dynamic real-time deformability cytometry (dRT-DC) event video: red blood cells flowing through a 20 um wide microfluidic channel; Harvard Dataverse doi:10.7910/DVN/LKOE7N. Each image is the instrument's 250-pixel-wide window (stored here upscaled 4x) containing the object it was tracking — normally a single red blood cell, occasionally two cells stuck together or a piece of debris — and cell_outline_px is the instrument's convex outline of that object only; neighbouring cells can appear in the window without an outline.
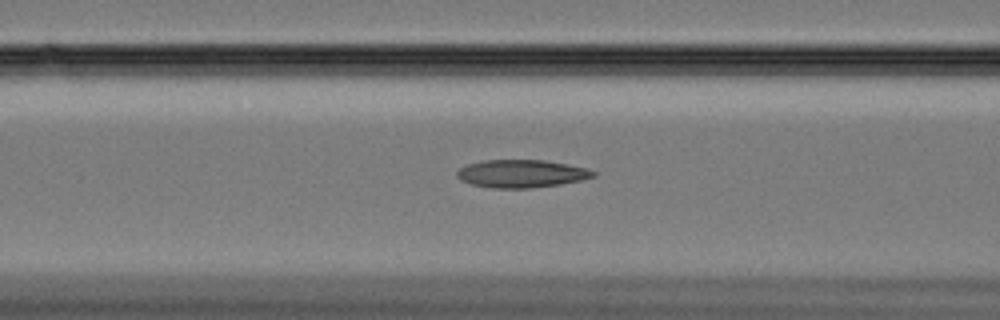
{"species": "Egyptian fruit bat (a non-hibernating species)", "species_latin": "Rousettus aegyptiacus", "temperature_condition": "cold", "stored_images_in_passage": 48, "camera_frame_rate_fps": 3000, "um_per_image_px": 0.085, "animal": {"sex": "female"}, "frame": {"image": 1, "passage_image": 12, "time_ms": 3.667, "image_size_px": [1000, 320], "cell_outline_px": [[596, 176], [580, 180], [560, 184], [528, 188], [488, 188], [472, 184], [460, 180], [456, 176], [456, 172], [460, 168], [468, 164], [484, 160], [544, 160], [588, 168], [596, 172]], "centroid_in_image_um": [44.31, 14.76], "position_along_channel_um": 122.3, "area_um2": 22.08}}
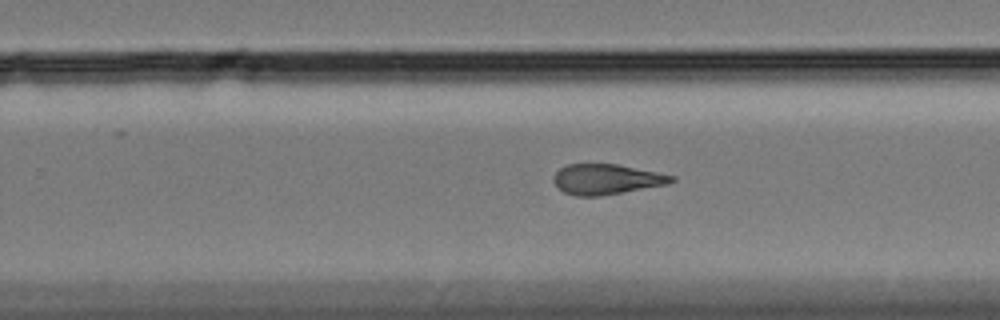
{"frame": {"image": 2, "passage_image": 26, "time_ms": 8.333, "image_size_px": [1000, 320], "cell_outline_px": [[676, 180], [668, 184], [624, 192], [600, 196], [576, 196], [564, 192], [552, 180], [556, 172], [560, 168], [568, 164], [616, 164], [676, 176]], "centroid_in_image_um": [51.56, 15.24], "position_along_channel_um": 278.2, "area_um2": 20.69}}
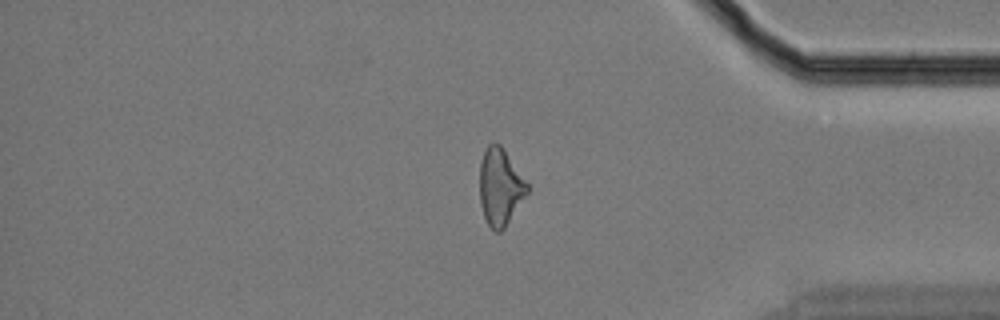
{"frame": {"image": 3, "passage_image": 38, "time_ms": 12.333, "image_size_px": [1000, 320], "cell_outline_px": [[528, 192], [504, 228], [500, 232], [496, 232], [488, 224], [484, 216], [480, 204], [480, 164], [484, 152], [488, 144], [500, 144], [528, 184]], "centroid_in_image_um": [42.5, 15.9], "position_along_channel_um": 392.7, "area_um2": 20.87}, "authors_computed_cell_mechanics": {"area_um2": 21.6172, "velocity_mm_per_s": 3.3475, "shape_relaxation_time_tau1_ms": null, "shape_relaxation_time_tau2_ms": 4.3719, "deformation_change_tau1": null, "deformation_change_tau2": 0.1348}}